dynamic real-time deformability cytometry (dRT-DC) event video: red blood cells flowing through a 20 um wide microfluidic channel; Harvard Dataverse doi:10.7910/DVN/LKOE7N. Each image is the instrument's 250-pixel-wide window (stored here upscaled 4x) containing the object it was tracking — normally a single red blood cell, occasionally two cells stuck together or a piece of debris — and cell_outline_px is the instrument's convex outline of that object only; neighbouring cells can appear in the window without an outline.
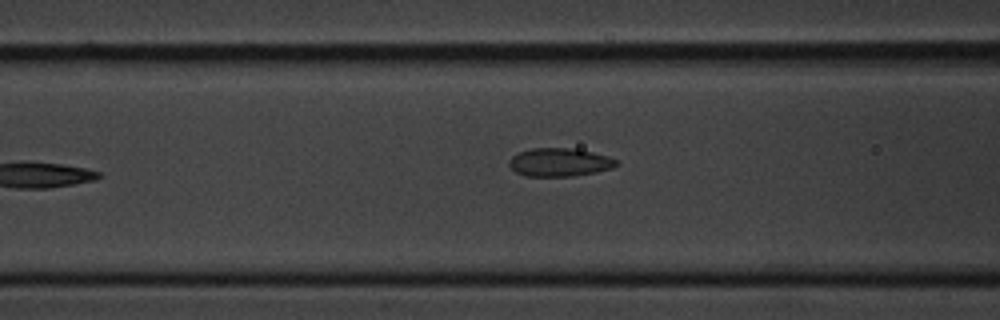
{"species": "common noctule bat (a hibernating species)", "species_latin": "Nyctalus noctula", "temperature_condition": "cold", "stored_images_in_passage": 7, "camera_frame_rate_fps": 3000, "um_per_image_px": 0.085, "animal": {"sex": "male", "body_mass_g": 20.1, "forearm_length_mm": 53.5}, "frame": {"image": 1, "passage_image": 7, "time_ms": 7.667, "image_size_px": [1000, 320], "cell_outline_px": [[616, 164], [612, 168], [596, 172], [572, 176], [528, 176], [516, 172], [508, 164], [508, 160], [512, 156], [520, 152], [532, 148], [572, 148], [592, 152], [608, 156], [616, 160]], "centroid_in_image_um": [47.54, 13.79], "position_along_channel_um": 119.1, "area_um2": 17.51}}